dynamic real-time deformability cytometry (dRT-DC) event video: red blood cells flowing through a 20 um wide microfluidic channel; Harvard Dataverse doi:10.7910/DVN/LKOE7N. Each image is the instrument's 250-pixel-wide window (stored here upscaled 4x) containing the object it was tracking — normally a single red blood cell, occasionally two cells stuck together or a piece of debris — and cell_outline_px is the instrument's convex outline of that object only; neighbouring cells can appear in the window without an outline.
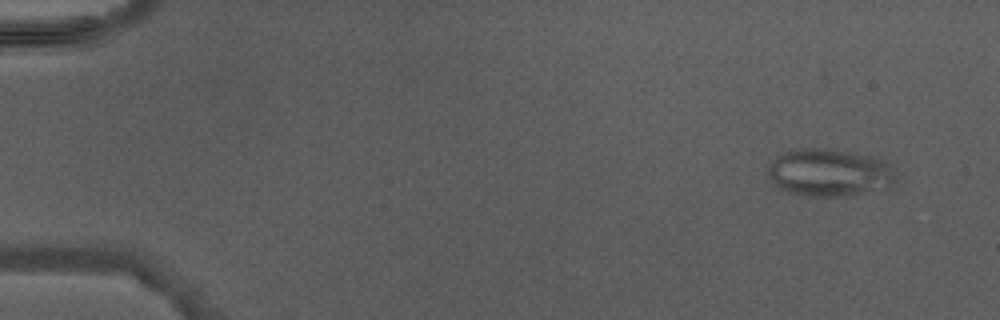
{"species": "Egyptian fruit bat (a non-hibernating species)", "species_latin": "Rousettus aegyptiacus", "temperature_condition": "warm", "stored_images_in_passage": 4, "camera_frame_rate_fps": 3000, "um_per_image_px": 0.085, "animal": {"sex": "male"}, "frame": {"image": 1, "passage_image": 1, "time_ms": 0.0, "image_size_px": [1000, 320], "cell_outline_px": [[892, 188], [848, 196], [808, 196], [788, 192], [776, 184], [772, 180], [768, 172], [768, 164], [776, 156], [784, 152], [800, 148], [828, 148], [852, 152], [872, 156], [888, 164], [892, 176]], "centroid_in_image_um": [70.47, 14.67], "position_along_channel_um": 14.5, "area_um2": 35.26}}